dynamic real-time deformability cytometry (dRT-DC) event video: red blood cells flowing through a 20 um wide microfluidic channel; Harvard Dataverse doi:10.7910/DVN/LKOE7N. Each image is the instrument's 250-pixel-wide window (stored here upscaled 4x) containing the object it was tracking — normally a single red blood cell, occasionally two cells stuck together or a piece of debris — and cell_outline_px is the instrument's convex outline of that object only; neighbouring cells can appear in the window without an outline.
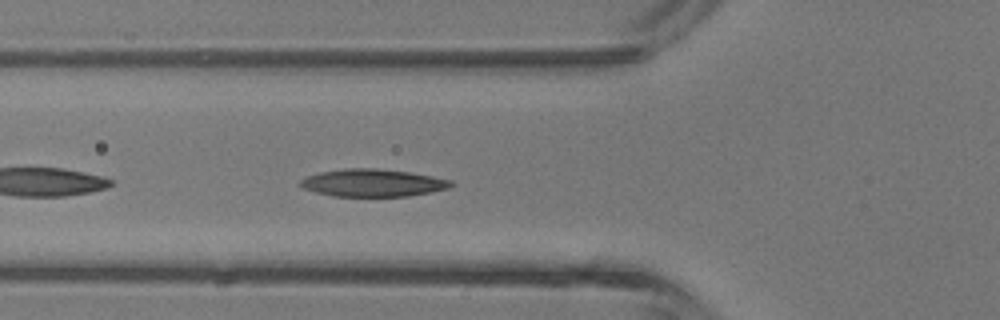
{"species": "common noctule bat (a hibernating species)", "species_latin": "Nyctalus noctula", "temperature_condition": "room temperature", "stored_images_in_passage": 44, "camera_frame_rate_fps": 3000, "um_per_image_px": 0.085, "animal": {"sex": "male", "body_mass_g": 13.3}, "frame": {"image": 1, "passage_image": 15, "time_ms": 4.667, "image_size_px": [1000, 320], "cell_outline_px": [[452, 184], [448, 188], [432, 192], [408, 196], [332, 196], [316, 192], [304, 188], [296, 184], [300, 180], [308, 176], [320, 172], [344, 168], [376, 168], [408, 172], [432, 176], [452, 180]], "centroid_in_image_um": [31.66, 15.54], "position_along_channel_um": 94.1, "area_um2": 24.1}}
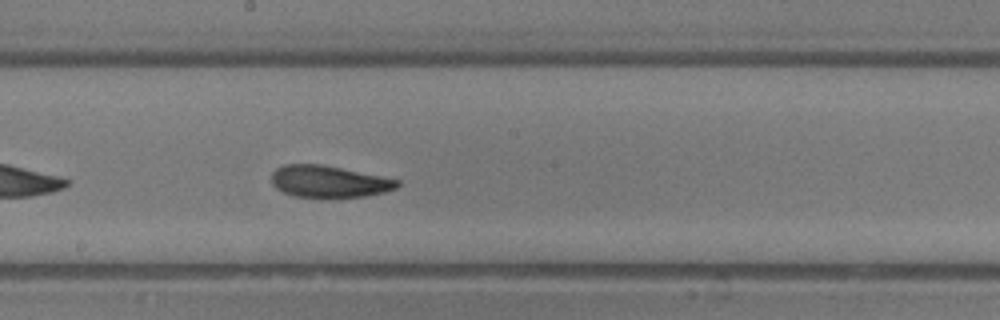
{"frame": {"image": 2, "passage_image": 23, "time_ms": 7.333, "image_size_px": [1000, 320], "cell_outline_px": [[400, 184], [396, 188], [384, 192], [364, 196], [296, 196], [284, 192], [276, 188], [272, 184], [272, 172], [276, 168], [284, 164], [320, 164], [400, 180]], "centroid_in_image_um": [27.93, 15.41], "position_along_channel_um": 220.3, "area_um2": 22.77}}
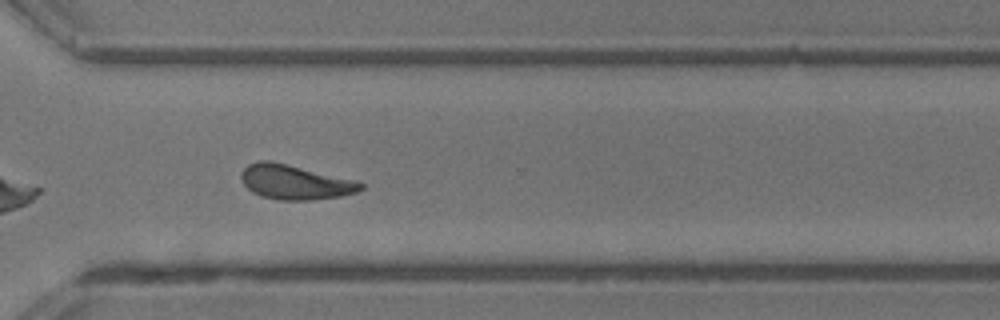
{"frame": {"image": 3, "passage_image": 31, "time_ms": 10.0, "image_size_px": [1000, 320], "cell_outline_px": [[364, 188], [356, 192], [340, 196], [312, 200], [276, 200], [260, 196], [252, 192], [240, 180], [240, 172], [248, 164], [260, 160], [268, 160], [288, 164], [360, 180], [364, 184]], "centroid_in_image_um": [25.09, 15.47], "position_along_channel_um": 345.5, "area_um2": 24.57}, "authors_computed_cell_mechanics": {"area_um2": 23.8714, "velocity_mm_per_s": 4.7228, "shape_relaxation_time_tau1_ms": 5.2449, "shape_relaxation_time_tau2_ms": 3.1331, "deformation_change_tau1": 0.1687, "deformation_change_tau2": 0.1213}}